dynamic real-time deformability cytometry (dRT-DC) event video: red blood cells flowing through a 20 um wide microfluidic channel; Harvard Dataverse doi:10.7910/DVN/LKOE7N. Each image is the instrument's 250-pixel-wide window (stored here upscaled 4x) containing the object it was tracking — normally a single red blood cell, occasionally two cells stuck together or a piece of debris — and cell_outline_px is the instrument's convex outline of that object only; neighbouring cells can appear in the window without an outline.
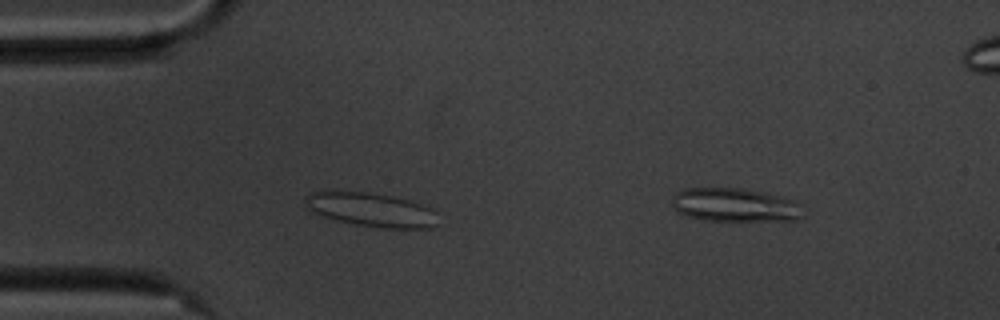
{"species": "common noctule bat (a hibernating species)", "species_latin": "Nyctalus noctula", "temperature_condition": "cold", "stored_images_in_passage": 10, "camera_frame_rate_fps": 3000, "um_per_image_px": 0.085, "animal": {"sex": "male", "body_mass_g": 20.1, "forearm_length_mm": 53.5}, "frame": {"image": 1, "passage_image": 10, "time_ms": 3.0, "image_size_px": [1000, 320], "cell_outline_px": [[808, 208], [804, 216], [796, 220], [704, 220], [688, 216], [676, 212], [672, 204], [676, 192], [684, 188], [740, 188], [780, 196], [796, 200]], "centroid_in_image_um": [62.55, 17.42], "position_along_channel_um": 22.4, "area_um2": 25.89}}